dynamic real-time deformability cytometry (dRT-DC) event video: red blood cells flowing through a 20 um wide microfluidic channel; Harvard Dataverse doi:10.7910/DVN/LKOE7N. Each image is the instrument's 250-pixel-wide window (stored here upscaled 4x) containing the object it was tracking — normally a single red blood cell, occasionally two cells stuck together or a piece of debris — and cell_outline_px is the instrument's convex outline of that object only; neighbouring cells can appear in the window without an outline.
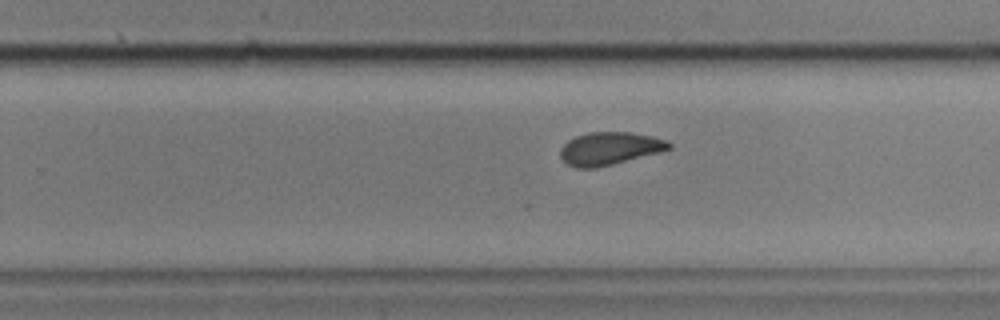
{"species": "common noctule bat (a hibernating species)", "species_latin": "Nyctalus noctula", "temperature_condition": "cold", "stored_images_in_passage": 41, "camera_frame_rate_fps": 3000, "um_per_image_px": 0.085, "animal": {"sex": "male", "body_mass_g": 17.9, "forearm_length_mm": 54.2}, "frame": {"image": 1, "passage_image": 25, "time_ms": 8.0, "image_size_px": [1000, 320], "cell_outline_px": [[672, 148], [660, 152], [596, 168], [576, 168], [568, 164], [560, 156], [560, 148], [568, 140], [576, 136], [588, 132], [632, 132], [652, 136], [668, 140], [672, 144]], "centroid_in_image_um": [51.83, 12.61], "position_along_channel_um": 278.0, "area_um2": 20.81}}
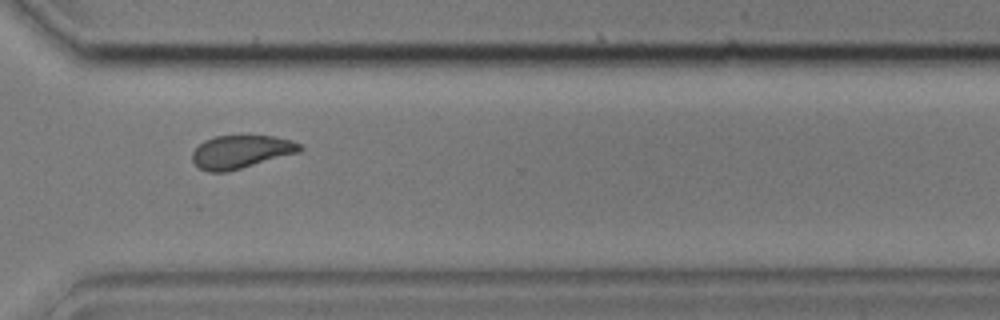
{"frame": {"image": 2, "passage_image": 31, "time_ms": 10.0, "image_size_px": [1000, 320], "cell_outline_px": [[304, 148], [300, 152], [240, 168], [224, 172], [208, 172], [200, 168], [192, 160], [192, 152], [204, 140], [216, 136], [272, 136], [292, 140], [300, 144]], "centroid_in_image_um": [20.49, 12.9], "position_along_channel_um": 350.1, "area_um2": 20.52}}
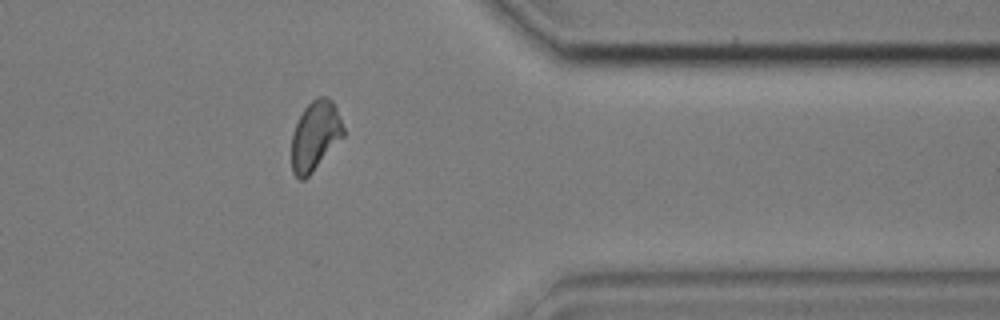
{"frame": {"image": 3, "passage_image": 35, "time_ms": 11.333, "image_size_px": [1000, 320], "cell_outline_px": [[344, 136], [312, 172], [304, 180], [300, 180], [292, 172], [292, 132], [304, 108], [316, 96], [324, 96], [332, 100], [340, 116], [344, 128]], "centroid_in_image_um": [26.79, 11.53], "position_along_channel_um": 384.6, "area_um2": 20.92}, "authors_computed_cell_mechanics": {"area_um2": 21.1548, "velocity_mm_per_s": 3.6081, "shape_relaxation_time_tau1_ms": null, "shape_relaxation_time_tau2_ms": 2.539, "deformation_change_tau1": null, "deformation_change_tau2": 0.0756}}